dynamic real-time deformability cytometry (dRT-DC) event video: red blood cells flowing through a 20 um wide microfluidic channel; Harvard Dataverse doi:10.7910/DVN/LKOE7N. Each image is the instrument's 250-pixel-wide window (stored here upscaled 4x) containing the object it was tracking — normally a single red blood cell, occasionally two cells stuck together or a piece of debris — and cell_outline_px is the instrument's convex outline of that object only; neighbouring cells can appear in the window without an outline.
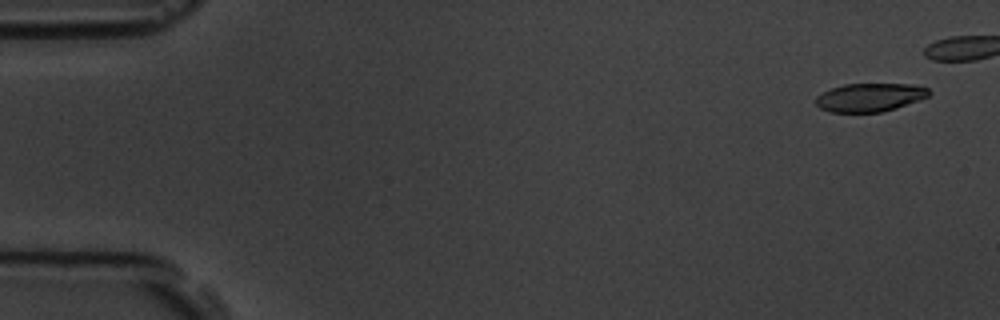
{"species": "common noctule bat (a hibernating species)", "species_latin": "Nyctalus noctula", "temperature_condition": "room temperature", "stored_images_in_passage": 6, "camera_frame_rate_fps": 3000, "um_per_image_px": 0.085, "animal": {"sex": "male", "body_mass_g": 19.5, "forearm_length_mm": 54.6}, "frame": {"image": 1, "passage_image": 1, "time_ms": 0.0, "image_size_px": [1000, 320], "cell_outline_px": [[932, 92], [928, 96], [896, 108], [880, 112], [832, 112], [820, 108], [816, 104], [816, 96], [832, 88], [844, 84], [912, 84], [928, 88]], "centroid_in_image_um": [73.94, 8.27], "position_along_channel_um": 11.1, "area_um2": 18.55}}